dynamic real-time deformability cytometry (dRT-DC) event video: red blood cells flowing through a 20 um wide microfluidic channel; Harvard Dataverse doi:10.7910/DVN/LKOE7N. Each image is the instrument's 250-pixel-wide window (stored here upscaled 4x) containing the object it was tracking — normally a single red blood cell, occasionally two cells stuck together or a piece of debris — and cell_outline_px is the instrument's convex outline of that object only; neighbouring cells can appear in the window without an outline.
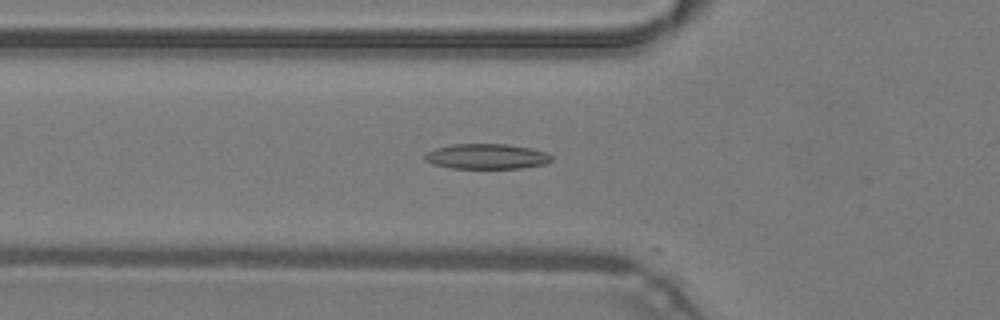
{"species": "common noctule bat (a hibernating species)", "species_latin": "Nyctalus noctula", "temperature_condition": "warm", "stored_images_in_passage": 3, "camera_frame_rate_fps": 3000, "um_per_image_px": 0.085, "animal": {"sex": "male", "body_mass_g": 19.2, "forearm_length_mm": 51.8}, "frame": {"image": 1, "passage_image": 2, "time_ms": 0.333, "image_size_px": [1000, 320], "cell_outline_px": [[552, 160], [544, 164], [520, 168], [452, 168], [432, 164], [424, 160], [424, 152], [436, 148], [452, 144], [508, 144], [532, 148], [544, 152], [552, 156]], "centroid_in_image_um": [41.32, 13.29], "position_along_channel_um": 84.5, "area_um2": 18.67}}